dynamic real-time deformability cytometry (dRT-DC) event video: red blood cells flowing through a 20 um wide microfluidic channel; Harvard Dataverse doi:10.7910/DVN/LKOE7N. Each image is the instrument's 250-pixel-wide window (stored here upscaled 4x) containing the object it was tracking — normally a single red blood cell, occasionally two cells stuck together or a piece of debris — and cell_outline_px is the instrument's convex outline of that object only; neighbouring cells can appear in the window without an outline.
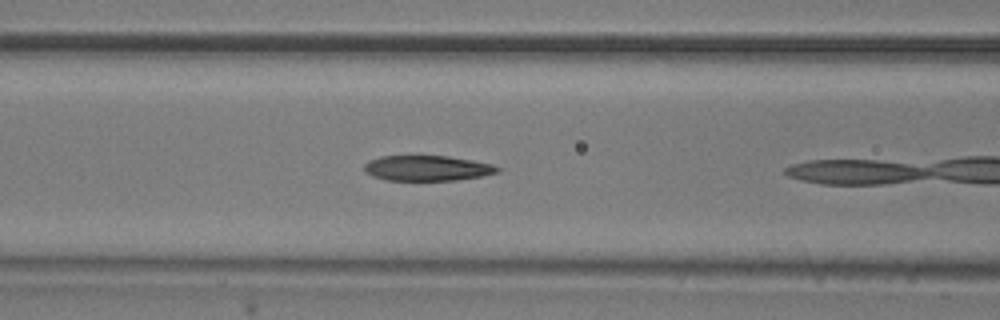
{"species": "common noctule bat (a hibernating species)", "species_latin": "Nyctalus noctula", "temperature_condition": "room temperature", "stored_images_in_passage": 7, "camera_frame_rate_fps": 3000, "um_per_image_px": 0.085, "animal": {"sex": "male", "body_mass_g": 20.5, "forearm_length_mm": 52.5}, "frame": {"image": 1, "passage_image": 6, "time_ms": 1.667, "image_size_px": [1000, 320], "cell_outline_px": [[500, 172], [480, 176], [456, 180], [388, 180], [372, 176], [364, 172], [364, 164], [368, 160], [380, 156], [448, 156], [472, 160], [492, 164], [500, 168]], "centroid_in_image_um": [36.28, 14.29], "position_along_channel_um": 130.3, "area_um2": 19.65}}